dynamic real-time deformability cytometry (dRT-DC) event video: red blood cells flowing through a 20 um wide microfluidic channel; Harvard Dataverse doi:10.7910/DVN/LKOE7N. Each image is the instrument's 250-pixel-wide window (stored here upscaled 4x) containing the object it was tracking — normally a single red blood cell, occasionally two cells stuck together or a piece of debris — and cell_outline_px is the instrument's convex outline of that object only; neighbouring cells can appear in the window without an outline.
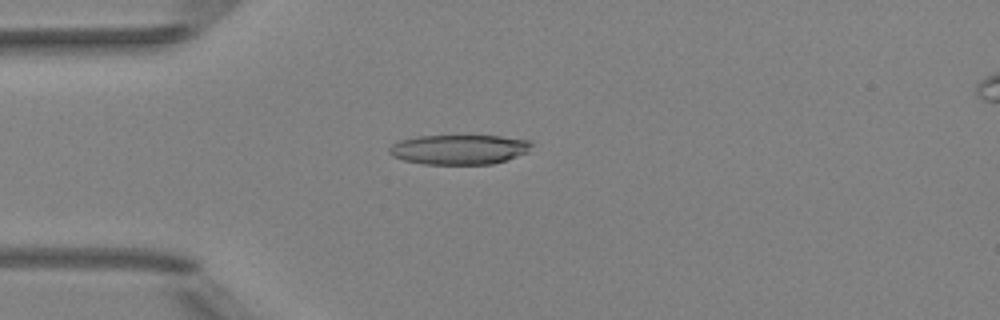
{"species": "Egyptian fruit bat (a non-hibernating species)", "species_latin": "Rousettus aegyptiacus", "temperature_condition": "room temperature", "stored_images_in_passage": 4, "camera_frame_rate_fps": 3000, "um_per_image_px": 0.085, "animal": {"sex": "female"}, "frame": {"image": 1, "passage_image": 3, "time_ms": 0.667, "image_size_px": [1000, 320], "cell_outline_px": [[532, 144], [528, 152], [492, 164], [424, 164], [404, 160], [392, 156], [388, 152], [388, 148], [392, 144], [400, 140], [416, 136], [500, 136], [528, 140]], "centroid_in_image_um": [38.98, 12.7], "position_along_channel_um": 46.0, "area_um2": 24.57}}